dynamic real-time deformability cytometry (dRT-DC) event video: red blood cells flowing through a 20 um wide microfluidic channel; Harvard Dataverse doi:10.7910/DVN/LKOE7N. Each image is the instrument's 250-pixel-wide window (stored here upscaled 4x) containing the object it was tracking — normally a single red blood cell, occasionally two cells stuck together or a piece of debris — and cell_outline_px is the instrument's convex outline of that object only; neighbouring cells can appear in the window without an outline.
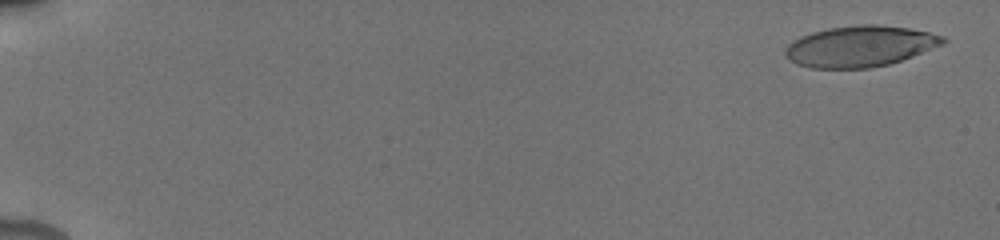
{"species": "human", "species_latin": "Homo sapiens", "temperature_condition": "cold", "stored_images_in_passage": 38, "camera_frame_rate_fps": 3000, "um_per_image_px": 0.085, "donor": {"sex": "male"}, "frame": {"image": 1, "passage_image": 1, "time_ms": 0.0, "image_size_px": [1000, 240], "cell_outline_px": [[948, 40], [944, 44], [912, 56], [888, 64], [868, 68], [812, 68], [796, 64], [788, 60], [784, 56], [784, 52], [788, 44], [792, 40], [800, 36], [812, 32], [828, 28], [856, 24], [876, 24], [908, 28], [928, 32], [944, 36]], "centroid_in_image_um": [73.07, 3.93], "position_along_channel_um": 11.9, "area_um2": 37.8}}
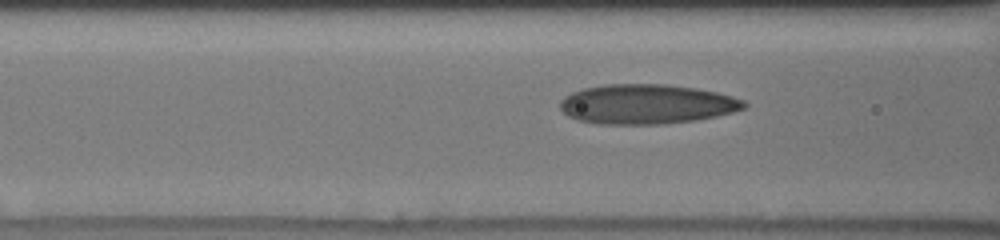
{"frame": {"image": 2, "passage_image": 16, "time_ms": 7.333, "image_size_px": [1000, 240], "cell_outline_px": [[748, 104], [744, 108], [732, 112], [716, 116], [696, 120], [664, 124], [596, 124], [580, 120], [568, 116], [560, 108], [560, 100], [564, 96], [572, 92], [584, 88], [604, 84], [664, 84], [696, 88], [716, 92], [732, 96], [744, 100]], "centroid_in_image_um": [54.95, 8.85], "position_along_channel_um": 111.6, "area_um2": 42.66}}
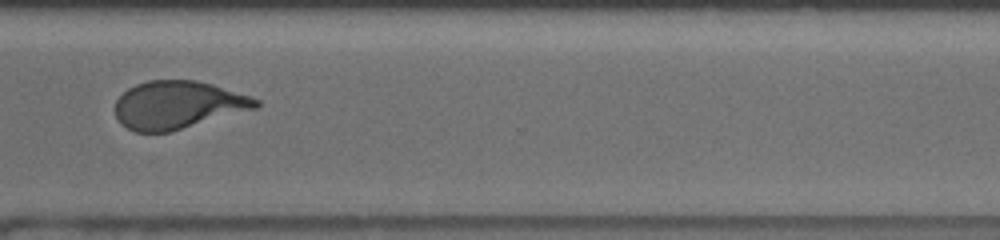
{"frame": {"image": 3, "passage_image": 32, "time_ms": 13.667, "image_size_px": [1000, 240], "cell_outline_px": [[260, 108], [172, 132], [136, 132], [120, 124], [116, 116], [116, 100], [128, 88], [136, 84], [148, 80], [196, 80], [212, 84], [252, 96], [260, 100]], "centroid_in_image_um": [15.17, 8.93], "position_along_channel_um": 355.4, "area_um2": 39.77}, "authors_computed_cell_mechanics": {"area_um2": 40.0265, "velocity_mm_per_s": 3.851, "shape_relaxation_time_tau1_ms": 5.1359, "shape_relaxation_time_tau2_ms": 0.955, "deformation_change_tau1": 0.1864, "deformation_change_tau2": 0.0784}}